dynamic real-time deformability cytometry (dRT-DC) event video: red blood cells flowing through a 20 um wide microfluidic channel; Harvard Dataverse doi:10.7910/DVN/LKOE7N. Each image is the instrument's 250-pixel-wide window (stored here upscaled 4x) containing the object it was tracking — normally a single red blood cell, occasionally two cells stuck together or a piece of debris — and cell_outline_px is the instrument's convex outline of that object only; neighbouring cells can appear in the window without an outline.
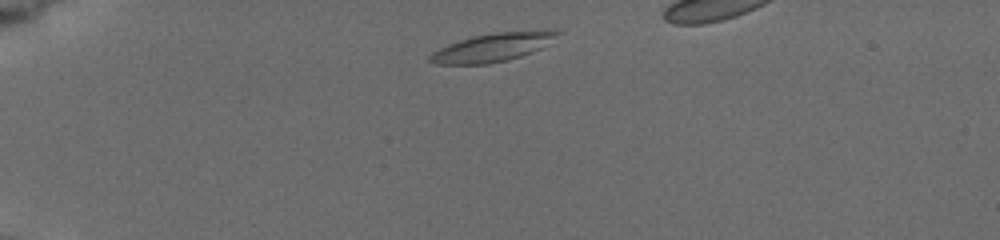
{"species": "common noctule bat (a hibernating species)", "species_latin": "Nyctalus noctula", "temperature_condition": "cold", "stored_images_in_passage": 3, "camera_frame_rate_fps": 3000, "um_per_image_px": 0.085, "animal": {"sex": "female", "body_mass_g": 19.5, "forearm_length_mm": 54.1}, "frame": {"image": 1, "passage_image": 1, "time_ms": 0.0, "image_size_px": [1000, 240], "cell_outline_px": [[564, 32], [540, 48], [532, 52], [520, 56], [488, 64], [436, 64], [428, 60], [428, 56], [432, 52], [448, 44], [472, 36], [496, 32], [548, 28], [556, 28]], "centroid_in_image_um": [41.96, 3.98], "position_along_channel_um": 43.0, "area_um2": 21.44}}